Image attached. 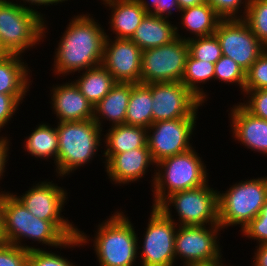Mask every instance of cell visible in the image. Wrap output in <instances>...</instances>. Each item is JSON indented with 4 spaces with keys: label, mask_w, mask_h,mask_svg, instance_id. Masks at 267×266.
I'll return each instance as SVG.
<instances>
[{
    "label": "cell",
    "mask_w": 267,
    "mask_h": 266,
    "mask_svg": "<svg viewBox=\"0 0 267 266\" xmlns=\"http://www.w3.org/2000/svg\"><path fill=\"white\" fill-rule=\"evenodd\" d=\"M90 15H74L62 33L54 52L55 75H74L102 63L106 30Z\"/></svg>",
    "instance_id": "obj_1"
},
{
    "label": "cell",
    "mask_w": 267,
    "mask_h": 266,
    "mask_svg": "<svg viewBox=\"0 0 267 266\" xmlns=\"http://www.w3.org/2000/svg\"><path fill=\"white\" fill-rule=\"evenodd\" d=\"M2 206L6 243L28 251L40 248L21 243L24 238L60 249L83 246L78 235L68 239L51 221L41 220L28 211L13 193L2 196Z\"/></svg>",
    "instance_id": "obj_2"
},
{
    "label": "cell",
    "mask_w": 267,
    "mask_h": 266,
    "mask_svg": "<svg viewBox=\"0 0 267 266\" xmlns=\"http://www.w3.org/2000/svg\"><path fill=\"white\" fill-rule=\"evenodd\" d=\"M125 212L115 211L97 226L94 238L78 229L83 245L93 242L95 255L100 266H134L138 256V234ZM93 240V241H92Z\"/></svg>",
    "instance_id": "obj_3"
},
{
    "label": "cell",
    "mask_w": 267,
    "mask_h": 266,
    "mask_svg": "<svg viewBox=\"0 0 267 266\" xmlns=\"http://www.w3.org/2000/svg\"><path fill=\"white\" fill-rule=\"evenodd\" d=\"M57 123L58 157L55 172L57 177L63 179L96 157L104 133L94 119Z\"/></svg>",
    "instance_id": "obj_4"
},
{
    "label": "cell",
    "mask_w": 267,
    "mask_h": 266,
    "mask_svg": "<svg viewBox=\"0 0 267 266\" xmlns=\"http://www.w3.org/2000/svg\"><path fill=\"white\" fill-rule=\"evenodd\" d=\"M193 147L187 152L167 157L156 163L152 174L153 207L169 195L208 183L206 164Z\"/></svg>",
    "instance_id": "obj_5"
},
{
    "label": "cell",
    "mask_w": 267,
    "mask_h": 266,
    "mask_svg": "<svg viewBox=\"0 0 267 266\" xmlns=\"http://www.w3.org/2000/svg\"><path fill=\"white\" fill-rule=\"evenodd\" d=\"M46 23L39 14L16 5L14 0H0L1 49L5 54L22 55L35 48L46 37Z\"/></svg>",
    "instance_id": "obj_6"
},
{
    "label": "cell",
    "mask_w": 267,
    "mask_h": 266,
    "mask_svg": "<svg viewBox=\"0 0 267 266\" xmlns=\"http://www.w3.org/2000/svg\"><path fill=\"white\" fill-rule=\"evenodd\" d=\"M224 192L218 191L219 225L222 229L240 225L242 231L267 200V176L241 180Z\"/></svg>",
    "instance_id": "obj_7"
},
{
    "label": "cell",
    "mask_w": 267,
    "mask_h": 266,
    "mask_svg": "<svg viewBox=\"0 0 267 266\" xmlns=\"http://www.w3.org/2000/svg\"><path fill=\"white\" fill-rule=\"evenodd\" d=\"M206 183L197 188L175 192L166 197L157 207L172 218V206L176 210L177 225H219L218 190Z\"/></svg>",
    "instance_id": "obj_8"
},
{
    "label": "cell",
    "mask_w": 267,
    "mask_h": 266,
    "mask_svg": "<svg viewBox=\"0 0 267 266\" xmlns=\"http://www.w3.org/2000/svg\"><path fill=\"white\" fill-rule=\"evenodd\" d=\"M188 55V43L182 37L160 47L143 50L140 83L181 82Z\"/></svg>",
    "instance_id": "obj_9"
},
{
    "label": "cell",
    "mask_w": 267,
    "mask_h": 266,
    "mask_svg": "<svg viewBox=\"0 0 267 266\" xmlns=\"http://www.w3.org/2000/svg\"><path fill=\"white\" fill-rule=\"evenodd\" d=\"M53 181H40L33 184L21 196L13 194L34 216L51 221L68 239L78 235V228L61 212L67 202V190Z\"/></svg>",
    "instance_id": "obj_10"
},
{
    "label": "cell",
    "mask_w": 267,
    "mask_h": 266,
    "mask_svg": "<svg viewBox=\"0 0 267 266\" xmlns=\"http://www.w3.org/2000/svg\"><path fill=\"white\" fill-rule=\"evenodd\" d=\"M152 207L142 246H138L141 254V266H174L175 234L178 225L174 218H168L158 207Z\"/></svg>",
    "instance_id": "obj_11"
},
{
    "label": "cell",
    "mask_w": 267,
    "mask_h": 266,
    "mask_svg": "<svg viewBox=\"0 0 267 266\" xmlns=\"http://www.w3.org/2000/svg\"><path fill=\"white\" fill-rule=\"evenodd\" d=\"M221 230L220 225H178L174 242L175 259L184 260L183 265L222 261L218 236Z\"/></svg>",
    "instance_id": "obj_12"
},
{
    "label": "cell",
    "mask_w": 267,
    "mask_h": 266,
    "mask_svg": "<svg viewBox=\"0 0 267 266\" xmlns=\"http://www.w3.org/2000/svg\"><path fill=\"white\" fill-rule=\"evenodd\" d=\"M198 111L197 108L189 117L158 121L147 128V145L155 163L193 148L190 139Z\"/></svg>",
    "instance_id": "obj_13"
},
{
    "label": "cell",
    "mask_w": 267,
    "mask_h": 266,
    "mask_svg": "<svg viewBox=\"0 0 267 266\" xmlns=\"http://www.w3.org/2000/svg\"><path fill=\"white\" fill-rule=\"evenodd\" d=\"M214 34L222 55L233 59L245 72L266 49L244 19H221Z\"/></svg>",
    "instance_id": "obj_14"
},
{
    "label": "cell",
    "mask_w": 267,
    "mask_h": 266,
    "mask_svg": "<svg viewBox=\"0 0 267 266\" xmlns=\"http://www.w3.org/2000/svg\"><path fill=\"white\" fill-rule=\"evenodd\" d=\"M202 104L182 82L152 83L153 123L189 117Z\"/></svg>",
    "instance_id": "obj_15"
},
{
    "label": "cell",
    "mask_w": 267,
    "mask_h": 266,
    "mask_svg": "<svg viewBox=\"0 0 267 266\" xmlns=\"http://www.w3.org/2000/svg\"><path fill=\"white\" fill-rule=\"evenodd\" d=\"M106 34L101 65L117 82L140 83L142 50L131 39Z\"/></svg>",
    "instance_id": "obj_16"
},
{
    "label": "cell",
    "mask_w": 267,
    "mask_h": 266,
    "mask_svg": "<svg viewBox=\"0 0 267 266\" xmlns=\"http://www.w3.org/2000/svg\"><path fill=\"white\" fill-rule=\"evenodd\" d=\"M108 179L115 184L127 185L139 181L156 166L148 147L135 148L115 155H104Z\"/></svg>",
    "instance_id": "obj_17"
},
{
    "label": "cell",
    "mask_w": 267,
    "mask_h": 266,
    "mask_svg": "<svg viewBox=\"0 0 267 266\" xmlns=\"http://www.w3.org/2000/svg\"><path fill=\"white\" fill-rule=\"evenodd\" d=\"M51 109L57 122L86 121L93 119L94 107L72 81L53 85L50 89Z\"/></svg>",
    "instance_id": "obj_18"
},
{
    "label": "cell",
    "mask_w": 267,
    "mask_h": 266,
    "mask_svg": "<svg viewBox=\"0 0 267 266\" xmlns=\"http://www.w3.org/2000/svg\"><path fill=\"white\" fill-rule=\"evenodd\" d=\"M228 115L234 140L267 156V120L251 115L238 103L230 108Z\"/></svg>",
    "instance_id": "obj_19"
},
{
    "label": "cell",
    "mask_w": 267,
    "mask_h": 266,
    "mask_svg": "<svg viewBox=\"0 0 267 266\" xmlns=\"http://www.w3.org/2000/svg\"><path fill=\"white\" fill-rule=\"evenodd\" d=\"M21 58L22 55L17 54H5L0 58V93L14 96L22 104L33 81H30L28 64Z\"/></svg>",
    "instance_id": "obj_20"
},
{
    "label": "cell",
    "mask_w": 267,
    "mask_h": 266,
    "mask_svg": "<svg viewBox=\"0 0 267 266\" xmlns=\"http://www.w3.org/2000/svg\"><path fill=\"white\" fill-rule=\"evenodd\" d=\"M104 6L109 7L111 15L109 18L111 32L114 38L131 39L136 28L147 15L136 0H101Z\"/></svg>",
    "instance_id": "obj_21"
},
{
    "label": "cell",
    "mask_w": 267,
    "mask_h": 266,
    "mask_svg": "<svg viewBox=\"0 0 267 266\" xmlns=\"http://www.w3.org/2000/svg\"><path fill=\"white\" fill-rule=\"evenodd\" d=\"M131 82H117L109 93L94 106V121L103 129V121L112 126L125 124Z\"/></svg>",
    "instance_id": "obj_22"
},
{
    "label": "cell",
    "mask_w": 267,
    "mask_h": 266,
    "mask_svg": "<svg viewBox=\"0 0 267 266\" xmlns=\"http://www.w3.org/2000/svg\"><path fill=\"white\" fill-rule=\"evenodd\" d=\"M171 23L167 18L147 14L131 40L142 51L168 44L177 38L176 25Z\"/></svg>",
    "instance_id": "obj_23"
},
{
    "label": "cell",
    "mask_w": 267,
    "mask_h": 266,
    "mask_svg": "<svg viewBox=\"0 0 267 266\" xmlns=\"http://www.w3.org/2000/svg\"><path fill=\"white\" fill-rule=\"evenodd\" d=\"M104 134L106 147L102 155H115L135 148L148 147L147 128L120 124L111 126Z\"/></svg>",
    "instance_id": "obj_24"
},
{
    "label": "cell",
    "mask_w": 267,
    "mask_h": 266,
    "mask_svg": "<svg viewBox=\"0 0 267 266\" xmlns=\"http://www.w3.org/2000/svg\"><path fill=\"white\" fill-rule=\"evenodd\" d=\"M180 22L182 29L190 33V37H183L179 34V27L176 25L177 37H182L183 40L190 38L209 36L215 33L218 23L221 18L217 15L215 10L207 3L181 10Z\"/></svg>",
    "instance_id": "obj_25"
},
{
    "label": "cell",
    "mask_w": 267,
    "mask_h": 266,
    "mask_svg": "<svg viewBox=\"0 0 267 266\" xmlns=\"http://www.w3.org/2000/svg\"><path fill=\"white\" fill-rule=\"evenodd\" d=\"M152 83H131L125 124L148 128L153 123Z\"/></svg>",
    "instance_id": "obj_26"
},
{
    "label": "cell",
    "mask_w": 267,
    "mask_h": 266,
    "mask_svg": "<svg viewBox=\"0 0 267 266\" xmlns=\"http://www.w3.org/2000/svg\"><path fill=\"white\" fill-rule=\"evenodd\" d=\"M73 82L93 105L101 101L117 83L113 76L100 64L80 73Z\"/></svg>",
    "instance_id": "obj_27"
},
{
    "label": "cell",
    "mask_w": 267,
    "mask_h": 266,
    "mask_svg": "<svg viewBox=\"0 0 267 266\" xmlns=\"http://www.w3.org/2000/svg\"><path fill=\"white\" fill-rule=\"evenodd\" d=\"M48 123L36 125V128L24 140V150L28 155L37 159H53L56 163L58 157V133L56 127Z\"/></svg>",
    "instance_id": "obj_28"
},
{
    "label": "cell",
    "mask_w": 267,
    "mask_h": 266,
    "mask_svg": "<svg viewBox=\"0 0 267 266\" xmlns=\"http://www.w3.org/2000/svg\"><path fill=\"white\" fill-rule=\"evenodd\" d=\"M215 64L187 56L185 70L181 82L203 103L207 101L208 94L204 92L201 84L214 80ZM201 86V88H200Z\"/></svg>",
    "instance_id": "obj_29"
},
{
    "label": "cell",
    "mask_w": 267,
    "mask_h": 266,
    "mask_svg": "<svg viewBox=\"0 0 267 266\" xmlns=\"http://www.w3.org/2000/svg\"><path fill=\"white\" fill-rule=\"evenodd\" d=\"M189 54L199 60L215 64L222 57V50L215 34L187 40Z\"/></svg>",
    "instance_id": "obj_30"
},
{
    "label": "cell",
    "mask_w": 267,
    "mask_h": 266,
    "mask_svg": "<svg viewBox=\"0 0 267 266\" xmlns=\"http://www.w3.org/2000/svg\"><path fill=\"white\" fill-rule=\"evenodd\" d=\"M244 20L267 48V0H250Z\"/></svg>",
    "instance_id": "obj_31"
},
{
    "label": "cell",
    "mask_w": 267,
    "mask_h": 266,
    "mask_svg": "<svg viewBox=\"0 0 267 266\" xmlns=\"http://www.w3.org/2000/svg\"><path fill=\"white\" fill-rule=\"evenodd\" d=\"M246 72L230 57L222 55L215 63L214 81L219 80L225 84H234L239 86L241 93L244 92Z\"/></svg>",
    "instance_id": "obj_32"
},
{
    "label": "cell",
    "mask_w": 267,
    "mask_h": 266,
    "mask_svg": "<svg viewBox=\"0 0 267 266\" xmlns=\"http://www.w3.org/2000/svg\"><path fill=\"white\" fill-rule=\"evenodd\" d=\"M267 89V48L246 71L244 90Z\"/></svg>",
    "instance_id": "obj_33"
},
{
    "label": "cell",
    "mask_w": 267,
    "mask_h": 266,
    "mask_svg": "<svg viewBox=\"0 0 267 266\" xmlns=\"http://www.w3.org/2000/svg\"><path fill=\"white\" fill-rule=\"evenodd\" d=\"M206 2L221 19H244L250 0H206ZM240 8L244 9L243 12Z\"/></svg>",
    "instance_id": "obj_34"
},
{
    "label": "cell",
    "mask_w": 267,
    "mask_h": 266,
    "mask_svg": "<svg viewBox=\"0 0 267 266\" xmlns=\"http://www.w3.org/2000/svg\"><path fill=\"white\" fill-rule=\"evenodd\" d=\"M243 95L248 100L239 104L251 115L267 120V89L244 90Z\"/></svg>",
    "instance_id": "obj_35"
},
{
    "label": "cell",
    "mask_w": 267,
    "mask_h": 266,
    "mask_svg": "<svg viewBox=\"0 0 267 266\" xmlns=\"http://www.w3.org/2000/svg\"><path fill=\"white\" fill-rule=\"evenodd\" d=\"M242 236L256 241L257 245L267 243V200L260 213L252 219L243 229Z\"/></svg>",
    "instance_id": "obj_36"
},
{
    "label": "cell",
    "mask_w": 267,
    "mask_h": 266,
    "mask_svg": "<svg viewBox=\"0 0 267 266\" xmlns=\"http://www.w3.org/2000/svg\"><path fill=\"white\" fill-rule=\"evenodd\" d=\"M27 266H77L64 256L41 249L31 250Z\"/></svg>",
    "instance_id": "obj_37"
},
{
    "label": "cell",
    "mask_w": 267,
    "mask_h": 266,
    "mask_svg": "<svg viewBox=\"0 0 267 266\" xmlns=\"http://www.w3.org/2000/svg\"><path fill=\"white\" fill-rule=\"evenodd\" d=\"M29 252L13 244H0V266H27Z\"/></svg>",
    "instance_id": "obj_38"
},
{
    "label": "cell",
    "mask_w": 267,
    "mask_h": 266,
    "mask_svg": "<svg viewBox=\"0 0 267 266\" xmlns=\"http://www.w3.org/2000/svg\"><path fill=\"white\" fill-rule=\"evenodd\" d=\"M143 11L147 14L156 15L162 18L169 19V16L173 14V10L176 12L181 11L177 0H136Z\"/></svg>",
    "instance_id": "obj_39"
},
{
    "label": "cell",
    "mask_w": 267,
    "mask_h": 266,
    "mask_svg": "<svg viewBox=\"0 0 267 266\" xmlns=\"http://www.w3.org/2000/svg\"><path fill=\"white\" fill-rule=\"evenodd\" d=\"M20 104L14 96L0 93V132L19 110Z\"/></svg>",
    "instance_id": "obj_40"
},
{
    "label": "cell",
    "mask_w": 267,
    "mask_h": 266,
    "mask_svg": "<svg viewBox=\"0 0 267 266\" xmlns=\"http://www.w3.org/2000/svg\"><path fill=\"white\" fill-rule=\"evenodd\" d=\"M10 140L7 136H0V180H2V177L5 176V169L9 157V149H10ZM4 174V175H3ZM9 193V191H1L0 196H3L4 194Z\"/></svg>",
    "instance_id": "obj_41"
},
{
    "label": "cell",
    "mask_w": 267,
    "mask_h": 266,
    "mask_svg": "<svg viewBox=\"0 0 267 266\" xmlns=\"http://www.w3.org/2000/svg\"><path fill=\"white\" fill-rule=\"evenodd\" d=\"M21 1H23L24 4ZM65 1L67 2L68 0H20L19 3L16 0V3L15 4L21 6V7L25 8V9L34 11L37 14H39L43 19H45V14L43 15V13H42V15H41V12L37 11V9H35L33 7L34 5L37 6V7L38 6H41V5H42V7L43 6L44 7L45 6L47 7V6H50V5H53V4H55V5L61 4V3L65 2ZM27 3L29 4V7L26 5Z\"/></svg>",
    "instance_id": "obj_42"
},
{
    "label": "cell",
    "mask_w": 267,
    "mask_h": 266,
    "mask_svg": "<svg viewBox=\"0 0 267 266\" xmlns=\"http://www.w3.org/2000/svg\"><path fill=\"white\" fill-rule=\"evenodd\" d=\"M255 252L252 259L254 266H267V243L255 246ZM252 265V266H253Z\"/></svg>",
    "instance_id": "obj_43"
},
{
    "label": "cell",
    "mask_w": 267,
    "mask_h": 266,
    "mask_svg": "<svg viewBox=\"0 0 267 266\" xmlns=\"http://www.w3.org/2000/svg\"><path fill=\"white\" fill-rule=\"evenodd\" d=\"M179 8L181 10L197 6L206 2V0H177Z\"/></svg>",
    "instance_id": "obj_44"
},
{
    "label": "cell",
    "mask_w": 267,
    "mask_h": 266,
    "mask_svg": "<svg viewBox=\"0 0 267 266\" xmlns=\"http://www.w3.org/2000/svg\"><path fill=\"white\" fill-rule=\"evenodd\" d=\"M5 242V234H4V213L2 206V196H0V244H4Z\"/></svg>",
    "instance_id": "obj_45"
},
{
    "label": "cell",
    "mask_w": 267,
    "mask_h": 266,
    "mask_svg": "<svg viewBox=\"0 0 267 266\" xmlns=\"http://www.w3.org/2000/svg\"><path fill=\"white\" fill-rule=\"evenodd\" d=\"M183 266H215V262L208 264H187V265L184 264Z\"/></svg>",
    "instance_id": "obj_46"
},
{
    "label": "cell",
    "mask_w": 267,
    "mask_h": 266,
    "mask_svg": "<svg viewBox=\"0 0 267 266\" xmlns=\"http://www.w3.org/2000/svg\"><path fill=\"white\" fill-rule=\"evenodd\" d=\"M222 262H223V260L222 261H219V262H215V266H226ZM229 266H231V265H229Z\"/></svg>",
    "instance_id": "obj_47"
},
{
    "label": "cell",
    "mask_w": 267,
    "mask_h": 266,
    "mask_svg": "<svg viewBox=\"0 0 267 266\" xmlns=\"http://www.w3.org/2000/svg\"><path fill=\"white\" fill-rule=\"evenodd\" d=\"M4 55H5V53H4V51L0 47V58L3 57Z\"/></svg>",
    "instance_id": "obj_48"
}]
</instances>
